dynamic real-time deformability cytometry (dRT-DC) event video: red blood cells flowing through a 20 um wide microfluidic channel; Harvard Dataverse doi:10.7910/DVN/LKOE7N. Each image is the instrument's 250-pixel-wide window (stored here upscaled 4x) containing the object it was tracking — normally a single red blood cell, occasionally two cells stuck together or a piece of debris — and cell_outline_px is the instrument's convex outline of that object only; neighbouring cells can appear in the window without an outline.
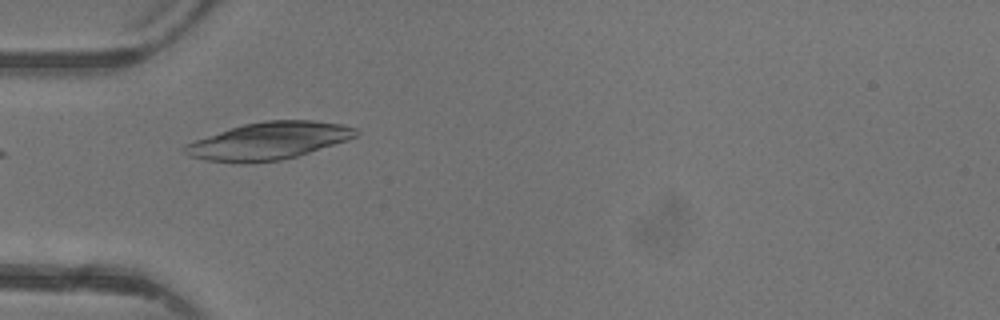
{"species": "common noctule bat (a hibernating species)", "species_latin": "Nyctalus noctula", "temperature_condition": "warm", "stored_images_in_passage": 6, "camera_frame_rate_fps": 3000, "um_per_image_px": 0.085, "animal": {"sex": "female"}, "frame": {"image": 1, "passage_image": 5, "time_ms": 4.667, "image_size_px": [1000, 320], "cell_outline_px": [[360, 132], [356, 136], [348, 140], [296, 156], [280, 160], [204, 160], [188, 156], [180, 148], [184, 144], [244, 124], [264, 120], [312, 120], [344, 124], [356, 128]], "centroid_in_image_um": [22.9, 11.93], "position_along_channel_um": 62.1, "area_um2": 36.18}}
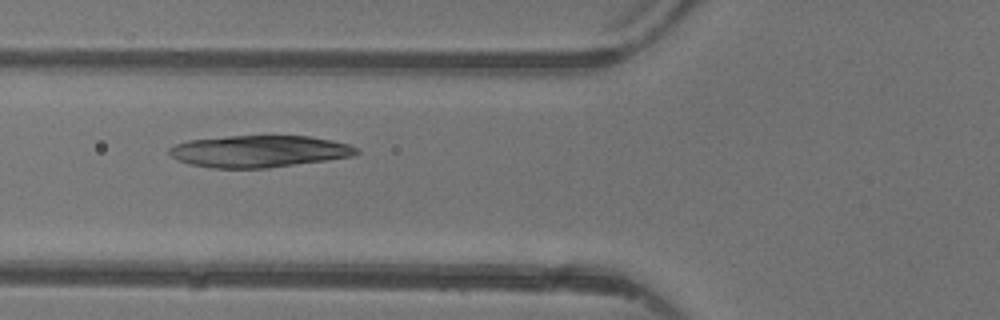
{"frame": {"image": 2, "passage_image": 6, "time_ms": 5.667, "image_size_px": [1000, 320], "cell_outline_px": [[360, 152], [352, 156], [268, 168], [212, 168], [188, 164], [172, 156], [168, 152], [168, 148], [176, 144], [188, 140], [228, 136], [312, 136], [332, 140], [348, 144], [360, 148]], "centroid_in_image_um": [22.03, 12.86], "position_along_channel_um": 103.8, "area_um2": 34.74}}